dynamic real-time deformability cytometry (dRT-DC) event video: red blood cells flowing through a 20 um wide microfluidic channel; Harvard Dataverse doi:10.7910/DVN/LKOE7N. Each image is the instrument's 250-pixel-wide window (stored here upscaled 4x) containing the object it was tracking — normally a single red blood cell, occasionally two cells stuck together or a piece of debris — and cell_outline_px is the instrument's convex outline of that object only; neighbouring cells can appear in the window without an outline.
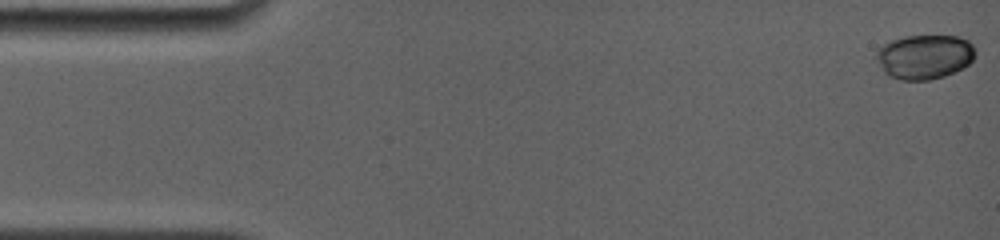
{"species": "common noctule bat (a hibernating species)", "species_latin": "Nyctalus noctula", "temperature_condition": "room temperature", "stored_images_in_passage": 41, "camera_frame_rate_fps": 4000, "um_per_image_px": 0.085, "animal": {"sex": "female", "body_mass_g": 19.0, "forearm_length_mm": 56.7}, "frame": {"image": 1, "passage_image": 1, "time_ms": 0.0, "image_size_px": [1000, 240], "cell_outline_px": [[976, 56], [964, 68], [944, 76], [928, 80], [900, 80], [888, 76], [884, 72], [876, 56], [876, 52], [884, 44], [892, 40], [904, 36], [956, 36], [968, 40], [972, 44], [976, 52]], "centroid_in_image_um": [78.61, 4.83], "position_along_channel_um": 6.4, "area_um2": 25.66}}
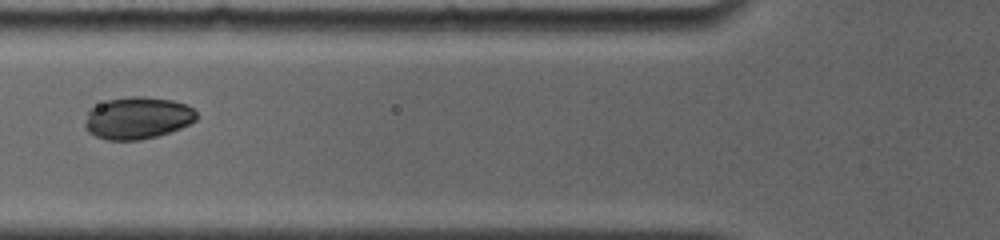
{"frame": {"image": 2, "passage_image": 18, "time_ms": 6.25, "image_size_px": [1000, 240], "cell_outline_px": [[196, 120], [180, 128], [156, 136], [140, 140], [108, 140], [96, 136], [88, 132], [84, 128], [84, 124], [88, 108], [108, 100], [128, 96], [144, 96], [172, 100], [184, 104], [192, 108], [196, 112]], "centroid_in_image_um": [11.64, 10.02], "position_along_channel_um": 114.2, "area_um2": 27.4}}
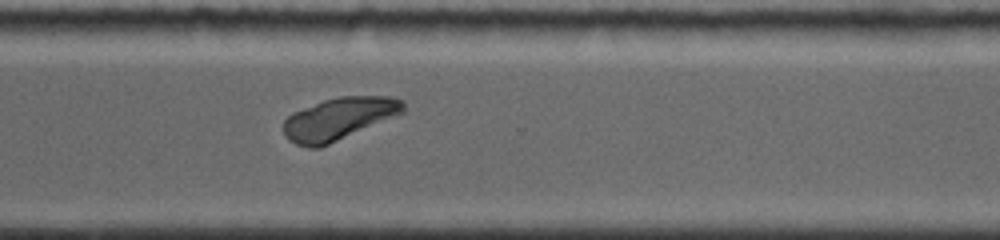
{"frame": {"image": 3, "passage_image": 35, "time_ms": 12.25, "image_size_px": [1000, 240], "cell_outline_px": [[404, 112], [320, 148], [308, 148], [296, 144], [288, 140], [284, 136], [284, 120], [292, 112], [324, 100], [340, 96], [392, 96], [400, 100], [404, 104]], "centroid_in_image_um": [28.76, 10.1], "position_along_channel_um": 341.8, "area_um2": 29.36}, "authors_computed_cell_mechanics": {"area_um2": 27.744, "velocity_mm_per_s": 3.7992, "shape_relaxation_time_tau1_ms": 0.7701, "shape_relaxation_time_tau2_ms": null, "deformation_change_tau1": 0.0268, "deformation_change_tau2": null}}